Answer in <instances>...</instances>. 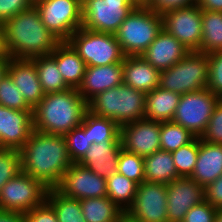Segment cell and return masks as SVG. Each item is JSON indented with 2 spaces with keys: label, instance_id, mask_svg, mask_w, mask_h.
<instances>
[{
  "label": "cell",
  "instance_id": "cell-1",
  "mask_svg": "<svg viewBox=\"0 0 222 222\" xmlns=\"http://www.w3.org/2000/svg\"><path fill=\"white\" fill-rule=\"evenodd\" d=\"M21 170L55 189L72 165L64 136L34 130L19 151Z\"/></svg>",
  "mask_w": 222,
  "mask_h": 222
},
{
  "label": "cell",
  "instance_id": "cell-2",
  "mask_svg": "<svg viewBox=\"0 0 222 222\" xmlns=\"http://www.w3.org/2000/svg\"><path fill=\"white\" fill-rule=\"evenodd\" d=\"M3 25L10 58L31 60L50 55L61 42L42 23L35 6L19 12Z\"/></svg>",
  "mask_w": 222,
  "mask_h": 222
},
{
  "label": "cell",
  "instance_id": "cell-3",
  "mask_svg": "<svg viewBox=\"0 0 222 222\" xmlns=\"http://www.w3.org/2000/svg\"><path fill=\"white\" fill-rule=\"evenodd\" d=\"M88 103L75 88L45 94L33 108L34 130L63 136L82 123Z\"/></svg>",
  "mask_w": 222,
  "mask_h": 222
},
{
  "label": "cell",
  "instance_id": "cell-4",
  "mask_svg": "<svg viewBox=\"0 0 222 222\" xmlns=\"http://www.w3.org/2000/svg\"><path fill=\"white\" fill-rule=\"evenodd\" d=\"M145 101V93L121 84L93 97L88 102V111L121 127L145 118Z\"/></svg>",
  "mask_w": 222,
  "mask_h": 222
},
{
  "label": "cell",
  "instance_id": "cell-5",
  "mask_svg": "<svg viewBox=\"0 0 222 222\" xmlns=\"http://www.w3.org/2000/svg\"><path fill=\"white\" fill-rule=\"evenodd\" d=\"M163 29L162 15L148 7H135L115 33L125 56L142 54Z\"/></svg>",
  "mask_w": 222,
  "mask_h": 222
},
{
  "label": "cell",
  "instance_id": "cell-6",
  "mask_svg": "<svg viewBox=\"0 0 222 222\" xmlns=\"http://www.w3.org/2000/svg\"><path fill=\"white\" fill-rule=\"evenodd\" d=\"M208 71V54L189 51L181 61L160 71L159 86L180 95L200 91L207 87Z\"/></svg>",
  "mask_w": 222,
  "mask_h": 222
},
{
  "label": "cell",
  "instance_id": "cell-7",
  "mask_svg": "<svg viewBox=\"0 0 222 222\" xmlns=\"http://www.w3.org/2000/svg\"><path fill=\"white\" fill-rule=\"evenodd\" d=\"M67 42L84 60L86 67L123 63V54L116 35L95 32L83 27L76 30Z\"/></svg>",
  "mask_w": 222,
  "mask_h": 222
},
{
  "label": "cell",
  "instance_id": "cell-8",
  "mask_svg": "<svg viewBox=\"0 0 222 222\" xmlns=\"http://www.w3.org/2000/svg\"><path fill=\"white\" fill-rule=\"evenodd\" d=\"M219 101L220 98L207 88L182 94L172 121L186 128L195 137L200 138Z\"/></svg>",
  "mask_w": 222,
  "mask_h": 222
},
{
  "label": "cell",
  "instance_id": "cell-9",
  "mask_svg": "<svg viewBox=\"0 0 222 222\" xmlns=\"http://www.w3.org/2000/svg\"><path fill=\"white\" fill-rule=\"evenodd\" d=\"M34 6L42 23L61 42L82 27L81 0H42Z\"/></svg>",
  "mask_w": 222,
  "mask_h": 222
},
{
  "label": "cell",
  "instance_id": "cell-10",
  "mask_svg": "<svg viewBox=\"0 0 222 222\" xmlns=\"http://www.w3.org/2000/svg\"><path fill=\"white\" fill-rule=\"evenodd\" d=\"M48 188L39 180L21 171L0 191V210L27 213L46 200Z\"/></svg>",
  "mask_w": 222,
  "mask_h": 222
},
{
  "label": "cell",
  "instance_id": "cell-11",
  "mask_svg": "<svg viewBox=\"0 0 222 222\" xmlns=\"http://www.w3.org/2000/svg\"><path fill=\"white\" fill-rule=\"evenodd\" d=\"M135 7L132 1L84 0L82 27L95 32L115 34Z\"/></svg>",
  "mask_w": 222,
  "mask_h": 222
},
{
  "label": "cell",
  "instance_id": "cell-12",
  "mask_svg": "<svg viewBox=\"0 0 222 222\" xmlns=\"http://www.w3.org/2000/svg\"><path fill=\"white\" fill-rule=\"evenodd\" d=\"M125 217L132 222H168L167 185L147 181L138 184Z\"/></svg>",
  "mask_w": 222,
  "mask_h": 222
},
{
  "label": "cell",
  "instance_id": "cell-13",
  "mask_svg": "<svg viewBox=\"0 0 222 222\" xmlns=\"http://www.w3.org/2000/svg\"><path fill=\"white\" fill-rule=\"evenodd\" d=\"M163 29L189 51H200L202 40V9L195 3L164 12Z\"/></svg>",
  "mask_w": 222,
  "mask_h": 222
},
{
  "label": "cell",
  "instance_id": "cell-14",
  "mask_svg": "<svg viewBox=\"0 0 222 222\" xmlns=\"http://www.w3.org/2000/svg\"><path fill=\"white\" fill-rule=\"evenodd\" d=\"M55 189L68 198L78 200L107 197L106 179L78 163H72Z\"/></svg>",
  "mask_w": 222,
  "mask_h": 222
},
{
  "label": "cell",
  "instance_id": "cell-15",
  "mask_svg": "<svg viewBox=\"0 0 222 222\" xmlns=\"http://www.w3.org/2000/svg\"><path fill=\"white\" fill-rule=\"evenodd\" d=\"M123 150L141 157L160 151V121L141 119L120 127Z\"/></svg>",
  "mask_w": 222,
  "mask_h": 222
},
{
  "label": "cell",
  "instance_id": "cell-16",
  "mask_svg": "<svg viewBox=\"0 0 222 222\" xmlns=\"http://www.w3.org/2000/svg\"><path fill=\"white\" fill-rule=\"evenodd\" d=\"M205 200L204 187L190 177H180L167 184L168 222H182L188 210Z\"/></svg>",
  "mask_w": 222,
  "mask_h": 222
},
{
  "label": "cell",
  "instance_id": "cell-17",
  "mask_svg": "<svg viewBox=\"0 0 222 222\" xmlns=\"http://www.w3.org/2000/svg\"><path fill=\"white\" fill-rule=\"evenodd\" d=\"M33 131V110L0 105V143L4 149L20 151Z\"/></svg>",
  "mask_w": 222,
  "mask_h": 222
},
{
  "label": "cell",
  "instance_id": "cell-18",
  "mask_svg": "<svg viewBox=\"0 0 222 222\" xmlns=\"http://www.w3.org/2000/svg\"><path fill=\"white\" fill-rule=\"evenodd\" d=\"M123 84V63L86 67L79 94L88 103L97 94Z\"/></svg>",
  "mask_w": 222,
  "mask_h": 222
},
{
  "label": "cell",
  "instance_id": "cell-19",
  "mask_svg": "<svg viewBox=\"0 0 222 222\" xmlns=\"http://www.w3.org/2000/svg\"><path fill=\"white\" fill-rule=\"evenodd\" d=\"M189 52L180 41L162 29L140 56L159 71L169 69Z\"/></svg>",
  "mask_w": 222,
  "mask_h": 222
},
{
  "label": "cell",
  "instance_id": "cell-20",
  "mask_svg": "<svg viewBox=\"0 0 222 222\" xmlns=\"http://www.w3.org/2000/svg\"><path fill=\"white\" fill-rule=\"evenodd\" d=\"M7 73L32 109L44 98L45 92L32 59L10 58Z\"/></svg>",
  "mask_w": 222,
  "mask_h": 222
},
{
  "label": "cell",
  "instance_id": "cell-21",
  "mask_svg": "<svg viewBox=\"0 0 222 222\" xmlns=\"http://www.w3.org/2000/svg\"><path fill=\"white\" fill-rule=\"evenodd\" d=\"M121 150V140L94 143L77 163L107 179L118 172V157Z\"/></svg>",
  "mask_w": 222,
  "mask_h": 222
},
{
  "label": "cell",
  "instance_id": "cell-22",
  "mask_svg": "<svg viewBox=\"0 0 222 222\" xmlns=\"http://www.w3.org/2000/svg\"><path fill=\"white\" fill-rule=\"evenodd\" d=\"M160 71L140 55L125 56L123 84L147 94L159 87Z\"/></svg>",
  "mask_w": 222,
  "mask_h": 222
},
{
  "label": "cell",
  "instance_id": "cell-23",
  "mask_svg": "<svg viewBox=\"0 0 222 222\" xmlns=\"http://www.w3.org/2000/svg\"><path fill=\"white\" fill-rule=\"evenodd\" d=\"M221 175L222 145L208 143L199 138V153L190 178L205 188Z\"/></svg>",
  "mask_w": 222,
  "mask_h": 222
},
{
  "label": "cell",
  "instance_id": "cell-24",
  "mask_svg": "<svg viewBox=\"0 0 222 222\" xmlns=\"http://www.w3.org/2000/svg\"><path fill=\"white\" fill-rule=\"evenodd\" d=\"M50 56L56 61L65 83L70 88L78 89L83 81L86 64L74 48L67 41H62Z\"/></svg>",
  "mask_w": 222,
  "mask_h": 222
},
{
  "label": "cell",
  "instance_id": "cell-25",
  "mask_svg": "<svg viewBox=\"0 0 222 222\" xmlns=\"http://www.w3.org/2000/svg\"><path fill=\"white\" fill-rule=\"evenodd\" d=\"M180 96V94L160 86L147 93L145 119L160 122L172 121Z\"/></svg>",
  "mask_w": 222,
  "mask_h": 222
},
{
  "label": "cell",
  "instance_id": "cell-26",
  "mask_svg": "<svg viewBox=\"0 0 222 222\" xmlns=\"http://www.w3.org/2000/svg\"><path fill=\"white\" fill-rule=\"evenodd\" d=\"M145 181L160 184H170L178 175L171 152L156 151L144 157Z\"/></svg>",
  "mask_w": 222,
  "mask_h": 222
},
{
  "label": "cell",
  "instance_id": "cell-27",
  "mask_svg": "<svg viewBox=\"0 0 222 222\" xmlns=\"http://www.w3.org/2000/svg\"><path fill=\"white\" fill-rule=\"evenodd\" d=\"M86 222H120L125 213L109 197L80 199Z\"/></svg>",
  "mask_w": 222,
  "mask_h": 222
},
{
  "label": "cell",
  "instance_id": "cell-28",
  "mask_svg": "<svg viewBox=\"0 0 222 222\" xmlns=\"http://www.w3.org/2000/svg\"><path fill=\"white\" fill-rule=\"evenodd\" d=\"M222 50V11L202 9L200 51L206 54Z\"/></svg>",
  "mask_w": 222,
  "mask_h": 222
},
{
  "label": "cell",
  "instance_id": "cell-29",
  "mask_svg": "<svg viewBox=\"0 0 222 222\" xmlns=\"http://www.w3.org/2000/svg\"><path fill=\"white\" fill-rule=\"evenodd\" d=\"M32 60L45 94L62 92L70 89L63 80L57 68L56 61L50 55L36 57Z\"/></svg>",
  "mask_w": 222,
  "mask_h": 222
},
{
  "label": "cell",
  "instance_id": "cell-30",
  "mask_svg": "<svg viewBox=\"0 0 222 222\" xmlns=\"http://www.w3.org/2000/svg\"><path fill=\"white\" fill-rule=\"evenodd\" d=\"M80 126L88 133L92 144L120 140V127L111 119L87 111Z\"/></svg>",
  "mask_w": 222,
  "mask_h": 222
},
{
  "label": "cell",
  "instance_id": "cell-31",
  "mask_svg": "<svg viewBox=\"0 0 222 222\" xmlns=\"http://www.w3.org/2000/svg\"><path fill=\"white\" fill-rule=\"evenodd\" d=\"M107 196L124 213L132 205L137 192V183L118 172L106 179Z\"/></svg>",
  "mask_w": 222,
  "mask_h": 222
},
{
  "label": "cell",
  "instance_id": "cell-32",
  "mask_svg": "<svg viewBox=\"0 0 222 222\" xmlns=\"http://www.w3.org/2000/svg\"><path fill=\"white\" fill-rule=\"evenodd\" d=\"M46 201L53 207L58 222H86L78 199L68 198L56 189H48Z\"/></svg>",
  "mask_w": 222,
  "mask_h": 222
},
{
  "label": "cell",
  "instance_id": "cell-33",
  "mask_svg": "<svg viewBox=\"0 0 222 222\" xmlns=\"http://www.w3.org/2000/svg\"><path fill=\"white\" fill-rule=\"evenodd\" d=\"M195 136L173 121L160 122V149L173 152L190 143Z\"/></svg>",
  "mask_w": 222,
  "mask_h": 222
},
{
  "label": "cell",
  "instance_id": "cell-34",
  "mask_svg": "<svg viewBox=\"0 0 222 222\" xmlns=\"http://www.w3.org/2000/svg\"><path fill=\"white\" fill-rule=\"evenodd\" d=\"M199 153V138L171 153L176 171L180 177H190L195 169Z\"/></svg>",
  "mask_w": 222,
  "mask_h": 222
},
{
  "label": "cell",
  "instance_id": "cell-35",
  "mask_svg": "<svg viewBox=\"0 0 222 222\" xmlns=\"http://www.w3.org/2000/svg\"><path fill=\"white\" fill-rule=\"evenodd\" d=\"M118 173L137 184L145 181L144 158L140 155L121 150L118 157Z\"/></svg>",
  "mask_w": 222,
  "mask_h": 222
},
{
  "label": "cell",
  "instance_id": "cell-36",
  "mask_svg": "<svg viewBox=\"0 0 222 222\" xmlns=\"http://www.w3.org/2000/svg\"><path fill=\"white\" fill-rule=\"evenodd\" d=\"M0 105L15 110H33L8 73L0 80Z\"/></svg>",
  "mask_w": 222,
  "mask_h": 222
},
{
  "label": "cell",
  "instance_id": "cell-37",
  "mask_svg": "<svg viewBox=\"0 0 222 222\" xmlns=\"http://www.w3.org/2000/svg\"><path fill=\"white\" fill-rule=\"evenodd\" d=\"M63 136L66 140L70 160L77 163L91 147L92 140L81 126L73 128Z\"/></svg>",
  "mask_w": 222,
  "mask_h": 222
},
{
  "label": "cell",
  "instance_id": "cell-38",
  "mask_svg": "<svg viewBox=\"0 0 222 222\" xmlns=\"http://www.w3.org/2000/svg\"><path fill=\"white\" fill-rule=\"evenodd\" d=\"M21 158L17 150L3 149L0 151V191L3 186L21 172Z\"/></svg>",
  "mask_w": 222,
  "mask_h": 222
},
{
  "label": "cell",
  "instance_id": "cell-39",
  "mask_svg": "<svg viewBox=\"0 0 222 222\" xmlns=\"http://www.w3.org/2000/svg\"><path fill=\"white\" fill-rule=\"evenodd\" d=\"M209 71L207 89L222 99V50L208 54Z\"/></svg>",
  "mask_w": 222,
  "mask_h": 222
},
{
  "label": "cell",
  "instance_id": "cell-40",
  "mask_svg": "<svg viewBox=\"0 0 222 222\" xmlns=\"http://www.w3.org/2000/svg\"><path fill=\"white\" fill-rule=\"evenodd\" d=\"M201 140L222 145V99L215 106Z\"/></svg>",
  "mask_w": 222,
  "mask_h": 222
},
{
  "label": "cell",
  "instance_id": "cell-41",
  "mask_svg": "<svg viewBox=\"0 0 222 222\" xmlns=\"http://www.w3.org/2000/svg\"><path fill=\"white\" fill-rule=\"evenodd\" d=\"M217 210L204 200L191 207L182 222H215Z\"/></svg>",
  "mask_w": 222,
  "mask_h": 222
},
{
  "label": "cell",
  "instance_id": "cell-42",
  "mask_svg": "<svg viewBox=\"0 0 222 222\" xmlns=\"http://www.w3.org/2000/svg\"><path fill=\"white\" fill-rule=\"evenodd\" d=\"M33 6L30 0H0V24Z\"/></svg>",
  "mask_w": 222,
  "mask_h": 222
},
{
  "label": "cell",
  "instance_id": "cell-43",
  "mask_svg": "<svg viewBox=\"0 0 222 222\" xmlns=\"http://www.w3.org/2000/svg\"><path fill=\"white\" fill-rule=\"evenodd\" d=\"M23 215L26 222H58L53 207L46 200Z\"/></svg>",
  "mask_w": 222,
  "mask_h": 222
},
{
  "label": "cell",
  "instance_id": "cell-44",
  "mask_svg": "<svg viewBox=\"0 0 222 222\" xmlns=\"http://www.w3.org/2000/svg\"><path fill=\"white\" fill-rule=\"evenodd\" d=\"M205 201L216 209H222V175L204 188Z\"/></svg>",
  "mask_w": 222,
  "mask_h": 222
},
{
  "label": "cell",
  "instance_id": "cell-45",
  "mask_svg": "<svg viewBox=\"0 0 222 222\" xmlns=\"http://www.w3.org/2000/svg\"><path fill=\"white\" fill-rule=\"evenodd\" d=\"M197 3V0H152L148 6L156 13L163 14L166 11L186 7Z\"/></svg>",
  "mask_w": 222,
  "mask_h": 222
},
{
  "label": "cell",
  "instance_id": "cell-46",
  "mask_svg": "<svg viewBox=\"0 0 222 222\" xmlns=\"http://www.w3.org/2000/svg\"><path fill=\"white\" fill-rule=\"evenodd\" d=\"M0 222H26V220L22 213L0 210Z\"/></svg>",
  "mask_w": 222,
  "mask_h": 222
},
{
  "label": "cell",
  "instance_id": "cell-47",
  "mask_svg": "<svg viewBox=\"0 0 222 222\" xmlns=\"http://www.w3.org/2000/svg\"><path fill=\"white\" fill-rule=\"evenodd\" d=\"M203 10L222 11V0H197Z\"/></svg>",
  "mask_w": 222,
  "mask_h": 222
},
{
  "label": "cell",
  "instance_id": "cell-48",
  "mask_svg": "<svg viewBox=\"0 0 222 222\" xmlns=\"http://www.w3.org/2000/svg\"><path fill=\"white\" fill-rule=\"evenodd\" d=\"M0 59H10L6 46L4 25L0 24Z\"/></svg>",
  "mask_w": 222,
  "mask_h": 222
},
{
  "label": "cell",
  "instance_id": "cell-49",
  "mask_svg": "<svg viewBox=\"0 0 222 222\" xmlns=\"http://www.w3.org/2000/svg\"><path fill=\"white\" fill-rule=\"evenodd\" d=\"M8 64H9V59H0V80L7 73Z\"/></svg>",
  "mask_w": 222,
  "mask_h": 222
},
{
  "label": "cell",
  "instance_id": "cell-50",
  "mask_svg": "<svg viewBox=\"0 0 222 222\" xmlns=\"http://www.w3.org/2000/svg\"><path fill=\"white\" fill-rule=\"evenodd\" d=\"M132 2L137 7H148L152 0H132Z\"/></svg>",
  "mask_w": 222,
  "mask_h": 222
},
{
  "label": "cell",
  "instance_id": "cell-51",
  "mask_svg": "<svg viewBox=\"0 0 222 222\" xmlns=\"http://www.w3.org/2000/svg\"><path fill=\"white\" fill-rule=\"evenodd\" d=\"M215 222H222V209L217 210Z\"/></svg>",
  "mask_w": 222,
  "mask_h": 222
},
{
  "label": "cell",
  "instance_id": "cell-52",
  "mask_svg": "<svg viewBox=\"0 0 222 222\" xmlns=\"http://www.w3.org/2000/svg\"><path fill=\"white\" fill-rule=\"evenodd\" d=\"M120 222H132L129 219H127L126 217H124Z\"/></svg>",
  "mask_w": 222,
  "mask_h": 222
},
{
  "label": "cell",
  "instance_id": "cell-53",
  "mask_svg": "<svg viewBox=\"0 0 222 222\" xmlns=\"http://www.w3.org/2000/svg\"><path fill=\"white\" fill-rule=\"evenodd\" d=\"M81 1L83 2L84 0ZM104 1H132V0H104Z\"/></svg>",
  "mask_w": 222,
  "mask_h": 222
},
{
  "label": "cell",
  "instance_id": "cell-54",
  "mask_svg": "<svg viewBox=\"0 0 222 222\" xmlns=\"http://www.w3.org/2000/svg\"><path fill=\"white\" fill-rule=\"evenodd\" d=\"M32 3H33V5H35L36 3H38L39 1H42V0H30Z\"/></svg>",
  "mask_w": 222,
  "mask_h": 222
},
{
  "label": "cell",
  "instance_id": "cell-55",
  "mask_svg": "<svg viewBox=\"0 0 222 222\" xmlns=\"http://www.w3.org/2000/svg\"><path fill=\"white\" fill-rule=\"evenodd\" d=\"M3 149H4V148H3V146H2L1 143H0V151L3 150Z\"/></svg>",
  "mask_w": 222,
  "mask_h": 222
}]
</instances>
